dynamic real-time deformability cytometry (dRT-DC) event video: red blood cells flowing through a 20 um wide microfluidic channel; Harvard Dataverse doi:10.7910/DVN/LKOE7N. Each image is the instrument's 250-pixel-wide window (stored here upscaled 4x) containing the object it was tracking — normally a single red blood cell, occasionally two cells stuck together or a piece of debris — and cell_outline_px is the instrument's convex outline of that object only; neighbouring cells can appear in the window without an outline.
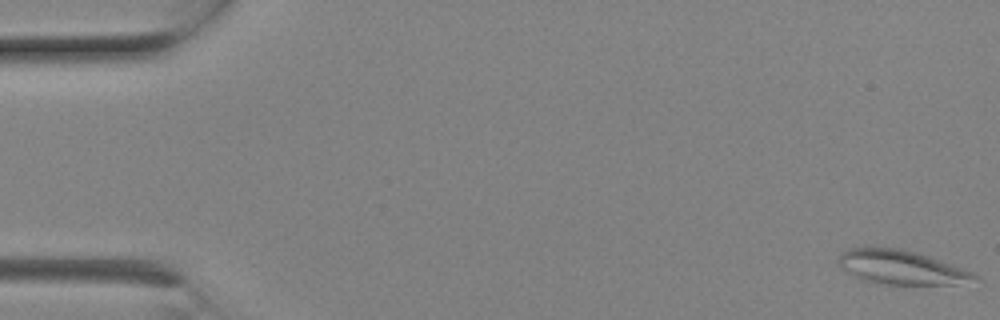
{"species": "Egyptian fruit bat (a non-hibernating species)", "species_latin": "Rousettus aegyptiacus", "temperature_condition": "room temperature", "stored_images_in_passage": 8, "camera_frame_rate_fps": 3000, "um_per_image_px": 0.085, "animal": {"sex": "female"}, "frame": {"image": 1, "passage_image": 1, "time_ms": 0.0, "image_size_px": [1000, 320], "cell_outline_px": [[980, 276], [956, 284], [888, 284], [860, 280], [840, 268], [836, 260], [848, 248], [904, 248], [952, 264], [972, 272]], "centroid_in_image_um": [76.53, 22.71], "position_along_channel_um": 8.5, "area_um2": 26.65}}